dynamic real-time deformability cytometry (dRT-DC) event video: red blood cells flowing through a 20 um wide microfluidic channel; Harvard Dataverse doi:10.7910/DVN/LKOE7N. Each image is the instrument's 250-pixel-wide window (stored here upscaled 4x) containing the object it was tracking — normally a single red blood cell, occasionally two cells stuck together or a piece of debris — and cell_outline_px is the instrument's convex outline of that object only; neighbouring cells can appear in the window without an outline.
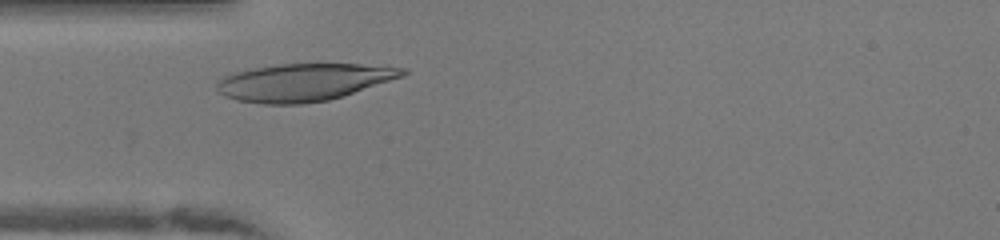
{"species": "human", "species_latin": "Homo sapiens", "temperature_condition": "warm", "stored_images_in_passage": 31, "camera_frame_rate_fps": 3000, "um_per_image_px": 0.085, "donor": {"sex": "female"}, "frame": {"image": 1, "passage_image": 6, "time_ms": 1.667, "image_size_px": [1000, 240], "cell_outline_px": [[408, 72], [404, 76], [328, 100], [300, 104], [264, 104], [236, 100], [224, 96], [216, 92], [216, 80], [232, 72], [252, 68], [276, 64], [360, 64], [408, 68]], "centroid_in_image_um": [25.74, 6.98], "position_along_channel_um": 59.3, "area_um2": 40.63}}
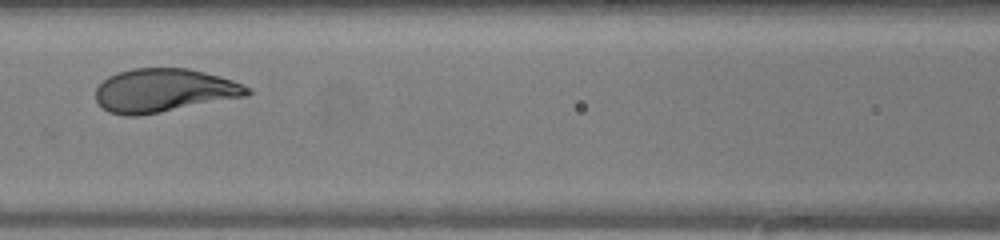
{"frame": {"image": 2, "passage_image": 13, "time_ms": 4.0, "image_size_px": [1000, 240], "cell_outline_px": [[252, 92], [248, 96], [160, 112], [136, 116], [124, 116], [108, 112], [96, 100], [96, 88], [108, 76], [116, 72], [132, 68], [188, 68], [220, 76], [232, 80], [252, 88]], "centroid_in_image_um": [13.95, 7.68], "position_along_channel_um": 152.7, "area_um2": 38.49}}
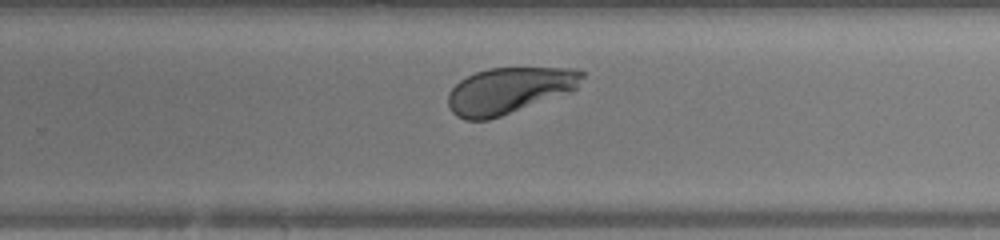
{"frame": {"image": 3, "passage_image": 23, "time_ms": 7.333, "image_size_px": [1000, 240], "cell_outline_px": [[584, 76], [576, 88], [572, 92], [488, 120], [464, 120], [456, 116], [452, 112], [448, 104], [448, 92], [460, 80], [476, 72], [488, 68], [576, 68], [584, 72]], "centroid_in_image_um": [43.28, 7.69], "position_along_channel_um": 286.5, "area_um2": 36.13}, "authors_computed_cell_mechanics": {"area_um2": 38.0902, "velocity_mm_per_s": 4.0295, "shape_relaxation_time_tau1_ms": 2.1269, "shape_relaxation_time_tau2_ms": null, "deformation_change_tau1": 0.1763, "deformation_change_tau2": null}}